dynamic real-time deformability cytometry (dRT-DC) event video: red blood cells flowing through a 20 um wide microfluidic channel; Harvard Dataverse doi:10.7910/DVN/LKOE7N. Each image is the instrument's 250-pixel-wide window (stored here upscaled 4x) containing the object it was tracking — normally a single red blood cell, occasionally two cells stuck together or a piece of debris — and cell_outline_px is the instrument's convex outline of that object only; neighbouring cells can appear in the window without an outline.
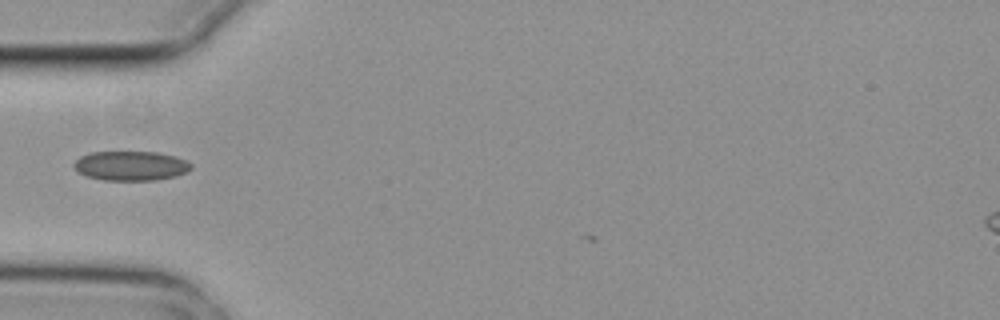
{"species": "common noctule bat (a hibernating species)", "species_latin": "Nyctalus noctula", "temperature_condition": "cold", "stored_images_in_passage": 2, "camera_frame_rate_fps": 3000, "um_per_image_px": 0.085, "animal": {"sex": "female", "body_mass_g": 29.2, "forearm_length_mm": 56.3}, "frame": {"image": 1, "passage_image": 2, "time_ms": 0.333, "image_size_px": [1000, 320], "cell_outline_px": [[192, 168], [188, 172], [176, 176], [156, 180], [104, 180], [88, 176], [80, 172], [72, 164], [80, 156], [88, 152], [156, 152], [176, 156], [188, 160], [192, 164]], "centroid_in_image_um": [11.17, 14.08], "position_along_channel_um": 73.8, "area_um2": 20.23}}